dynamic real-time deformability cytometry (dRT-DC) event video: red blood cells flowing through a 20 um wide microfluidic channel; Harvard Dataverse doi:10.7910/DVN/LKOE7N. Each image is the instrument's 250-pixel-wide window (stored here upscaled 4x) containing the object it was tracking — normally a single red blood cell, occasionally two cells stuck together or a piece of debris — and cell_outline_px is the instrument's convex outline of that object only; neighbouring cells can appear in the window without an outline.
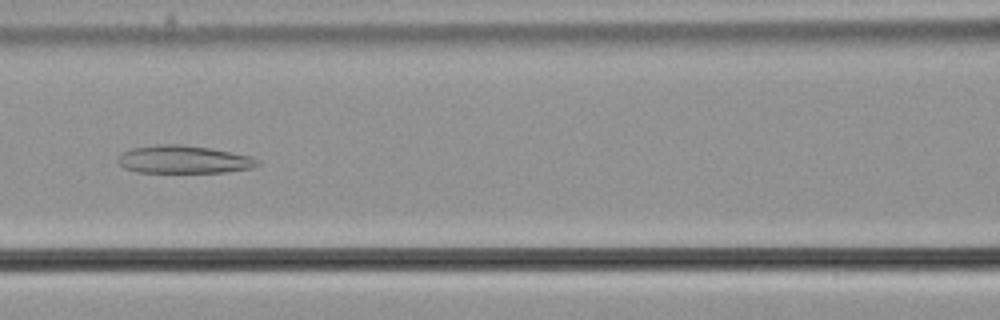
{"species": "common noctule bat (a hibernating species)", "species_latin": "Nyctalus noctula", "temperature_condition": "cold", "stored_images_in_passage": 48, "camera_frame_rate_fps": 3000, "um_per_image_px": 0.085, "animal": {"sex": "male", "body_mass_g": 21.5, "forearm_length_mm": 52.0}, "frame": {"image": 1, "passage_image": 24, "time_ms": 7.667, "image_size_px": [1000, 320], "cell_outline_px": [[260, 164], [252, 168], [224, 172], [136, 172], [124, 168], [116, 160], [124, 152], [132, 148], [160, 144], [176, 144], [208, 148], [248, 156], [260, 160]], "centroid_in_image_um": [15.59, 13.56], "position_along_channel_um": 151.0, "area_um2": 22.31}}
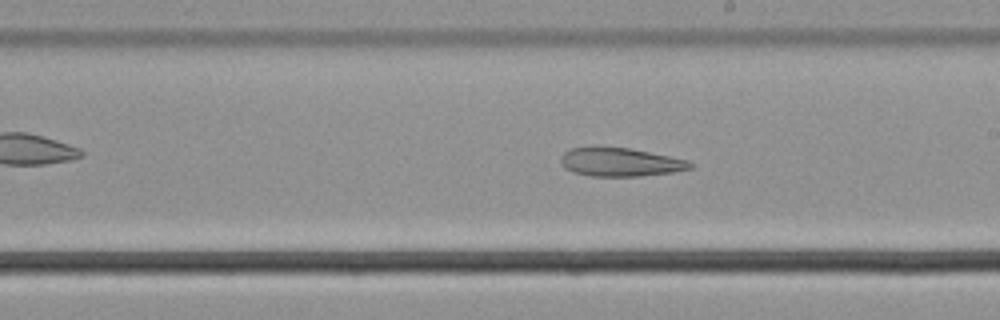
{"frame": {"image": 2, "passage_image": 31, "time_ms": 10.0, "image_size_px": [1000, 320], "cell_outline_px": [[692, 168], [672, 172], [640, 176], [588, 176], [572, 172], [564, 168], [560, 160], [560, 156], [564, 152], [572, 148], [592, 144], [632, 148], [688, 160], [692, 164]], "centroid_in_image_um": [52.64, 13.74], "position_along_channel_um": 236.4, "area_um2": 22.2}}
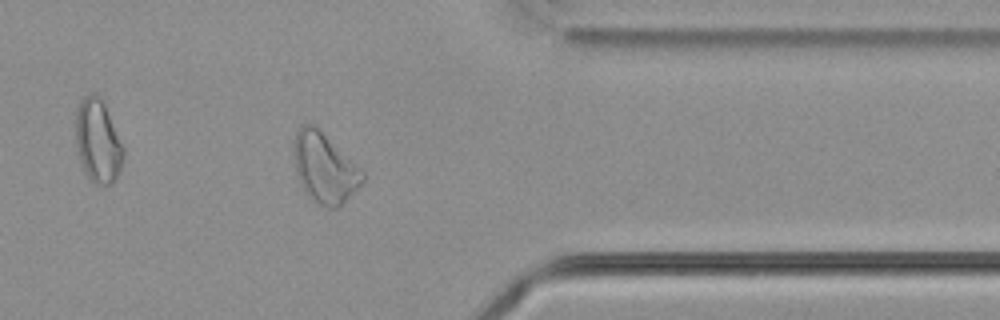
{"frame": {"image": 3, "passage_image": 44, "time_ms": 14.333, "image_size_px": [1000, 320], "cell_outline_px": [[364, 180], [336, 208], [328, 208], [312, 200], [308, 196], [300, 184], [296, 168], [296, 132], [300, 124], [312, 124], [360, 168], [364, 172]], "centroid_in_image_um": [27.58, 14.3], "position_along_channel_um": 383.8, "area_um2": 26.65}, "authors_computed_cell_mechanics": {"area_um2": 26.9637, "velocity_mm_per_s": 3.6645, "shape_relaxation_time_tau1_ms": null, "shape_relaxation_time_tau2_ms": 8.4065, "deformation_change_tau1": null, "deformation_change_tau2": 0.1939}}